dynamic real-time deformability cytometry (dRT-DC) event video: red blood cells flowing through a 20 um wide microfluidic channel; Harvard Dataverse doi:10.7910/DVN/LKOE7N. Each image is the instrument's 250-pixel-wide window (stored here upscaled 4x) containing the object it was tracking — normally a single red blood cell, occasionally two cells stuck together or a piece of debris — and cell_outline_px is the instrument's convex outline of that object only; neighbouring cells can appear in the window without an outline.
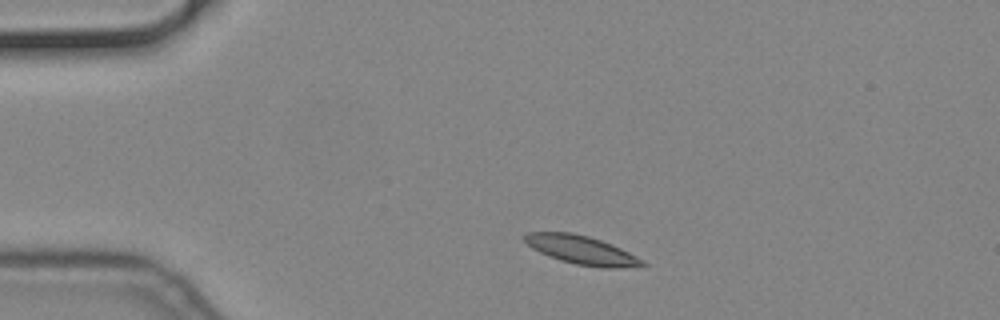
{"species": "common noctule bat (a hibernating species)", "species_latin": "Nyctalus noctula", "temperature_condition": "cold", "stored_images_in_passage": 2, "camera_frame_rate_fps": 3000, "um_per_image_px": 0.085, "animal": {"sex": "male", "body_mass_g": 19.2, "forearm_length_mm": 51.8}, "frame": {"image": 1, "passage_image": 1, "time_ms": 0.0, "image_size_px": [1000, 320], "cell_outline_px": [[648, 264], [644, 268], [604, 268], [576, 264], [560, 260], [548, 256], [532, 248], [524, 240], [524, 236], [528, 232], [572, 232], [588, 236], [612, 244], [644, 260]], "centroid_in_image_um": [49.51, 21.27], "position_along_channel_um": 35.5, "area_um2": 19.83}}